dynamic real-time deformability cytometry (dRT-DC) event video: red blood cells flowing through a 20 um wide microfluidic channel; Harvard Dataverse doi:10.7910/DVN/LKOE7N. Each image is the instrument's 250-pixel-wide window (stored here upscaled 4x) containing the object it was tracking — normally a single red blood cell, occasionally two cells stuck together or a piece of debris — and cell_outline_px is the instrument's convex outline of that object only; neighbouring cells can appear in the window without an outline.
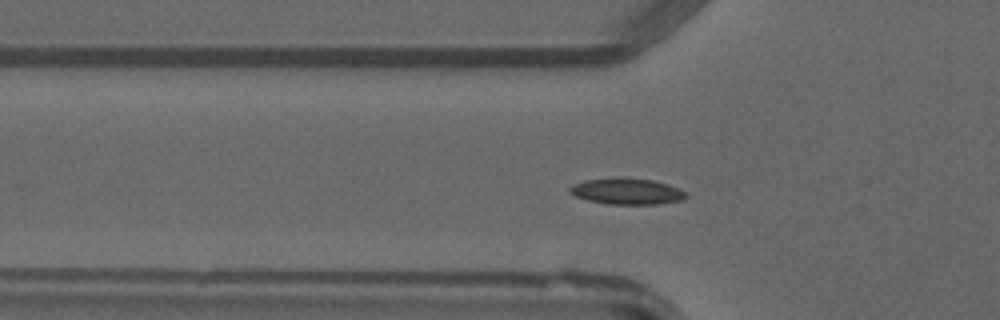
{"species": "common noctule bat (a hibernating species)", "species_latin": "Nyctalus noctula", "temperature_condition": "warm", "stored_images_in_passage": 45, "camera_frame_rate_fps": 3000, "um_per_image_px": 0.085, "animal": {"sex": "male", "forearm_length_mm": 52.5}, "frame": {"image": 1, "passage_image": 12, "time_ms": 3.667, "image_size_px": [1000, 320], "cell_outline_px": [[688, 196], [680, 200], [660, 204], [608, 204], [588, 200], [576, 196], [568, 192], [568, 188], [572, 184], [584, 180], [616, 176], [620, 176], [652, 180], [668, 184], [684, 192]], "centroid_in_image_um": [53.22, 16.24], "position_along_channel_um": 72.6, "area_um2": 17.92}}
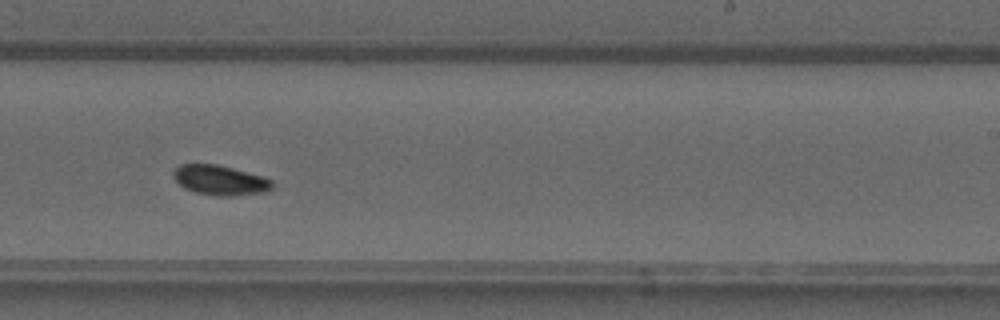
{"frame": {"image": 2, "passage_image": 26, "time_ms": 8.333, "image_size_px": [1000, 320], "cell_outline_px": [[272, 188], [268, 192], [232, 196], [216, 196], [196, 192], [184, 188], [172, 176], [172, 172], [180, 164], [216, 164], [264, 176], [272, 180]], "centroid_in_image_um": [18.72, 15.32], "position_along_channel_um": 270.3, "area_um2": 17.28}}
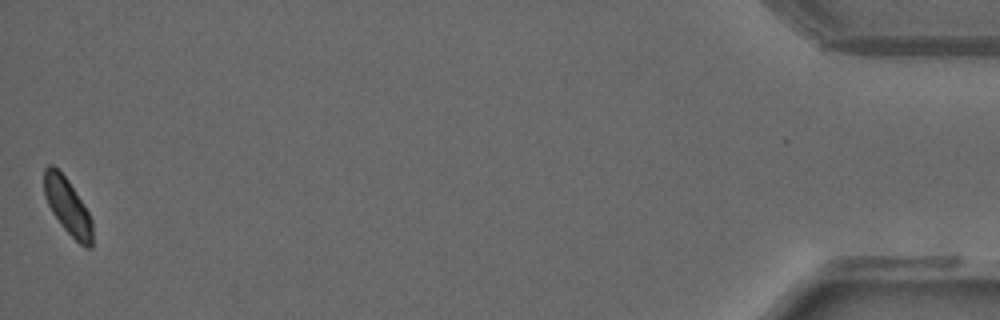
{"frame": {"image": 3, "passage_image": 44, "time_ms": 14.333, "image_size_px": [1000, 320], "cell_outline_px": [[92, 248], [84, 248], [60, 224], [52, 212], [44, 196], [44, 168], [48, 164], [52, 164], [68, 180], [84, 204], [92, 220]], "centroid_in_image_um": [5.74, 17.54], "position_along_channel_um": 429.5, "area_um2": 15.78}}